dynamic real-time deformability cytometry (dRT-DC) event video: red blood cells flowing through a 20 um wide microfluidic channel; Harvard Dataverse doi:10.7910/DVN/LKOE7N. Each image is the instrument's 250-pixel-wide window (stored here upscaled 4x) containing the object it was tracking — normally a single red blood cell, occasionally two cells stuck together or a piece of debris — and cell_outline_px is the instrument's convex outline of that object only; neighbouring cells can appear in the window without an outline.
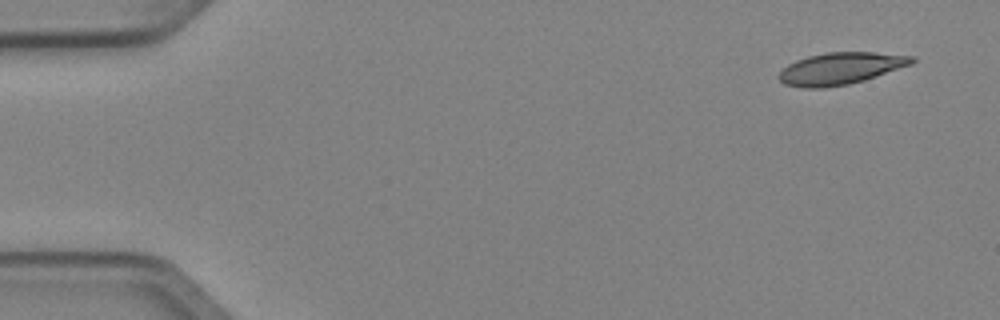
{"species": "Egyptian fruit bat (a non-hibernating species)", "species_latin": "Rousettus aegyptiacus", "temperature_condition": "cold", "stored_images_in_passage": 5, "segment_of_instrument_passage": [2, 2], "camera_frame_rate_fps": 3000, "um_per_image_px": 0.085, "animal": {"sex": "female"}, "frame": {"image": 1, "passage_image": 5, "time_ms": 1.333, "image_size_px": [1000, 320], "cell_outline_px": [[916, 60], [912, 64], [864, 80], [848, 84], [824, 88], [804, 88], [784, 84], [776, 76], [788, 64], [796, 60], [808, 56], [824, 52], [872, 52], [916, 56]], "centroid_in_image_um": [71.44, 5.81], "position_along_channel_um": 13.6, "area_um2": 24.8}}